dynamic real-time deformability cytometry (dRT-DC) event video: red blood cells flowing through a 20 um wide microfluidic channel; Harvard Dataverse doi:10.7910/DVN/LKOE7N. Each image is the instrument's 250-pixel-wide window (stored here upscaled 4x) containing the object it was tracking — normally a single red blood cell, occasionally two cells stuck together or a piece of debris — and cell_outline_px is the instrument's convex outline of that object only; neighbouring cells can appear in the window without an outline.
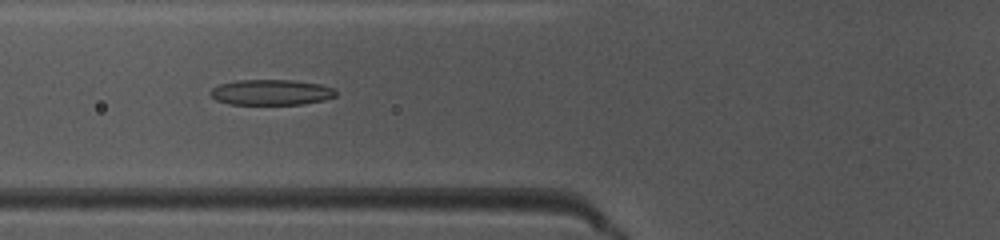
{"species": "common noctule bat (a hibernating species)", "species_latin": "Nyctalus noctula", "temperature_condition": "warm", "stored_images_in_passage": 49, "camera_frame_rate_fps": 3000, "um_per_image_px": 0.085, "animal": {"sex": "female", "body_mass_g": 10.0, "forearm_length_mm": 53.1}, "frame": {"image": 1, "passage_image": 19, "time_ms": 6.0, "image_size_px": [1000, 240], "cell_outline_px": [[336, 96], [324, 100], [304, 104], [228, 104], [216, 100], [208, 92], [212, 88], [220, 84], [236, 80], [292, 80], [320, 84], [336, 88]], "centroid_in_image_um": [23.06, 7.84], "position_along_channel_um": 102.7, "area_um2": 18.79}}
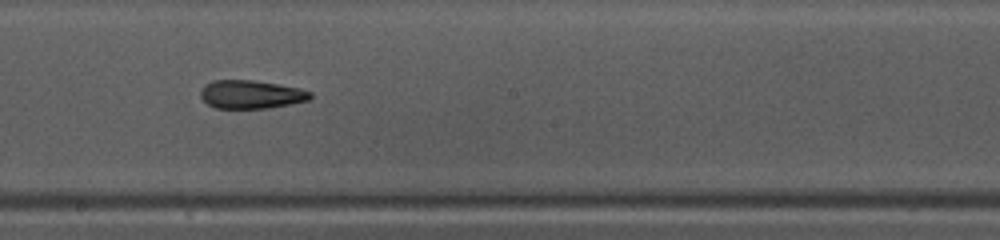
{"frame": {"image": 2, "passage_image": 28, "time_ms": 9.0, "image_size_px": [1000, 240], "cell_outline_px": [[312, 96], [308, 100], [268, 108], [216, 108], [208, 104], [200, 96], [200, 88], [204, 84], [212, 80], [252, 80], [300, 88], [312, 92]], "centroid_in_image_um": [21.3, 8.01], "position_along_channel_um": 226.9, "area_um2": 18.09}}
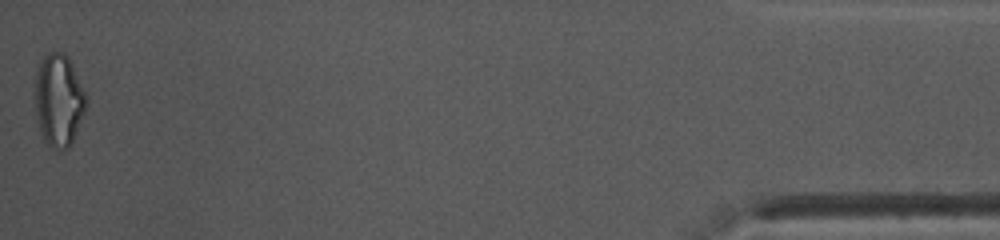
{"frame": {"image": 3, "passage_image": 49, "time_ms": 16.0, "image_size_px": [1000, 240], "cell_outline_px": [[88, 104], [72, 140], [68, 148], [60, 152], [52, 148], [44, 140], [36, 116], [32, 100], [32, 80], [44, 56], [48, 52], [64, 52], [68, 56], [88, 100]], "centroid_in_image_um": [4.93, 8.5], "position_along_channel_um": 430.3, "area_um2": 28.15}, "authors_computed_cell_mechanics": {"area_um2": 19.2474, "velocity_mm_per_s": 4.113, "shape_relaxation_time_tau1_ms": 11.1706, "shape_relaxation_time_tau2_ms": 2.3867, "deformation_change_tau1": 0.2637, "deformation_change_tau2": 0.1055}}